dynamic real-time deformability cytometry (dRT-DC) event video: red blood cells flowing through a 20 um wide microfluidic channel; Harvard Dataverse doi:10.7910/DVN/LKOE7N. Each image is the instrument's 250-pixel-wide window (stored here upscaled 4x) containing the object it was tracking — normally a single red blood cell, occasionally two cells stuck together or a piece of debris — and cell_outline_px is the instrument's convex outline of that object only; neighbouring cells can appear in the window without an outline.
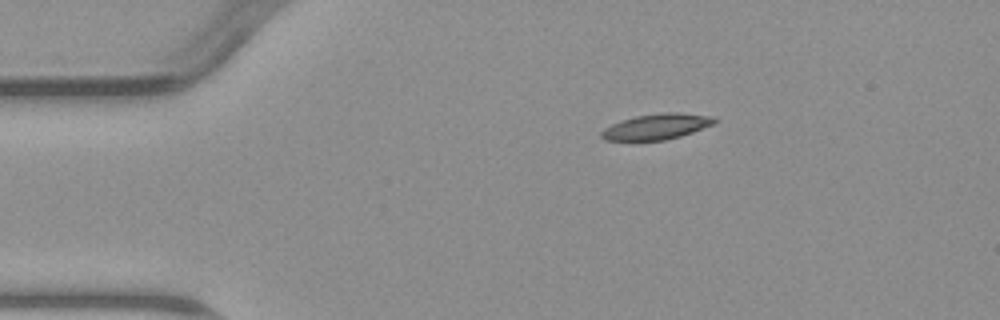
{"species": "common noctule bat (a hibernating species)", "species_latin": "Nyctalus noctula", "temperature_condition": "warm", "stored_images_in_passage": 3, "camera_frame_rate_fps": 3000, "um_per_image_px": 0.085, "animal": {"sex": "male", "body_mass_g": 23.1, "forearm_length_mm": 52.7}, "frame": {"image": 1, "passage_image": 1, "time_ms": 0.0, "image_size_px": [1000, 320], "cell_outline_px": [[720, 120], [716, 124], [680, 136], [664, 140], [604, 140], [600, 136], [600, 132], [604, 128], [620, 120], [636, 116], [664, 112], [680, 112], [716, 116]], "centroid_in_image_um": [55.88, 10.74], "position_along_channel_um": 29.1, "area_um2": 17.17}}
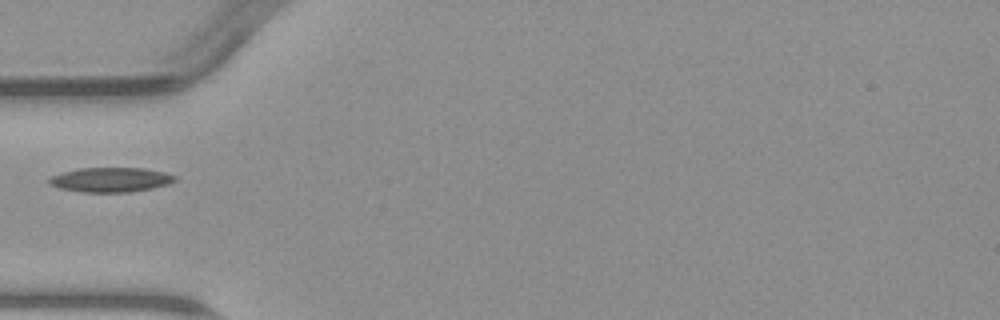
{"frame": {"image": 2, "passage_image": 3, "time_ms": 2.667, "image_size_px": [1000, 320], "cell_outline_px": [[176, 180], [168, 184], [152, 188], [132, 192], [80, 192], [60, 188], [48, 184], [48, 180], [52, 176], [64, 172], [80, 168], [144, 168], [164, 172], [176, 176]], "centroid_in_image_um": [9.42, 15.28], "position_along_channel_um": 75.6, "area_um2": 17.98}}